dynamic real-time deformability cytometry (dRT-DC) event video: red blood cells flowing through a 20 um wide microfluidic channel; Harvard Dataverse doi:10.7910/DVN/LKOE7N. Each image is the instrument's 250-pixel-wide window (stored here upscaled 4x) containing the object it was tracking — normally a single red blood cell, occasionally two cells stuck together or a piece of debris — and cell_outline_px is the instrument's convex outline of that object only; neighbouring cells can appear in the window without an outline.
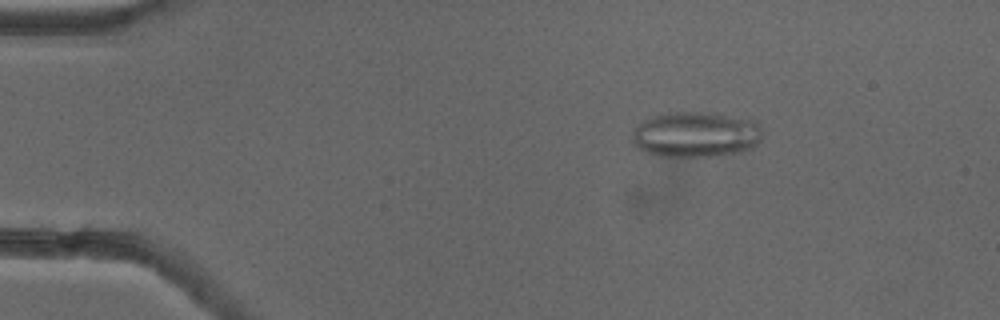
{"species": "common noctule bat (a hibernating species)", "species_latin": "Nyctalus noctula", "temperature_condition": "cold", "stored_images_in_passage": 53, "camera_frame_rate_fps": 3000, "um_per_image_px": 0.085, "animal": {"sex": "female"}, "frame": {"image": 1, "passage_image": 9, "time_ms": 2.667, "image_size_px": [1000, 320], "cell_outline_px": [[760, 140], [752, 148], [740, 152], [712, 156], [660, 156], [648, 152], [640, 148], [632, 140], [632, 132], [644, 120], [652, 116], [668, 112], [716, 112], [756, 120], [760, 124]], "centroid_in_image_um": [59.19, 11.4], "position_along_channel_um": 25.8, "area_um2": 34.62}}
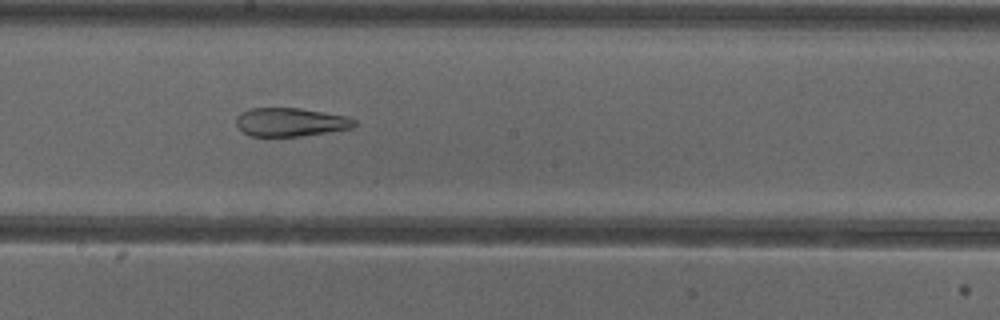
{"frame": {"image": 2, "passage_image": 30, "time_ms": 9.667, "image_size_px": [1000, 320], "cell_outline_px": [[356, 124], [352, 128], [300, 136], [248, 136], [236, 124], [236, 116], [240, 112], [252, 108], [300, 108], [344, 116], [356, 120]], "centroid_in_image_um": [24.65, 10.38], "position_along_channel_um": 223.5, "area_um2": 19.48}}
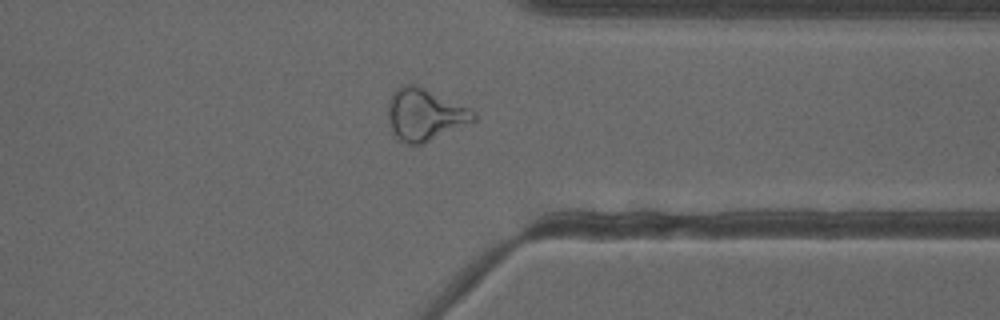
{"frame": {"image": 3, "passage_image": 42, "time_ms": 13.667, "image_size_px": [1000, 320], "cell_outline_px": [[476, 120], [424, 144], [408, 144], [400, 140], [396, 136], [388, 120], [388, 100], [392, 92], [400, 84], [412, 84], [424, 88], [472, 108], [476, 112]], "centroid_in_image_um": [36.12, 9.73], "position_along_channel_um": 375.3, "area_um2": 26.07}, "authors_computed_cell_mechanics": {"area_um2": 27.3394, "velocity_mm_per_s": 3.8764, "shape_relaxation_time_tau1_ms": null, "shape_relaxation_time_tau2_ms": 2.4308, "deformation_change_tau1": null, "deformation_change_tau2": 0.1198}}